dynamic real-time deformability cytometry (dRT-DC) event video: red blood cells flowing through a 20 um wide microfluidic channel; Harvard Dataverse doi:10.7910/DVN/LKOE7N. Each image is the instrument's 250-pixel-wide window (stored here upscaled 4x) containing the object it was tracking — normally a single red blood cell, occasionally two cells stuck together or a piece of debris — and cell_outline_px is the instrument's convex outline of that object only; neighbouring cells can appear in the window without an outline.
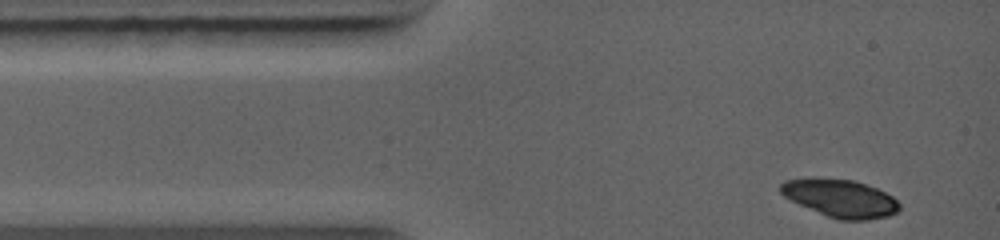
{"species": "common noctule bat (a hibernating species)", "species_latin": "Nyctalus noctula", "temperature_condition": "warm", "stored_images_in_passage": 4, "camera_frame_rate_fps": 5000, "um_per_image_px": 0.085, "animal": {"sex": "female", "body_mass_g": 19.0, "forearm_length_mm": 56.7}, "frame": {"image": 1, "passage_image": 1, "time_ms": 0.0, "image_size_px": [1000, 240], "cell_outline_px": [[900, 208], [896, 212], [888, 216], [868, 220], [840, 220], [828, 216], [800, 204], [784, 196], [780, 192], [780, 184], [784, 180], [816, 176], [852, 180], [876, 188], [892, 196], [900, 204]], "centroid_in_image_um": [71.41, 16.83], "position_along_channel_um": 13.6, "area_um2": 26.18}}